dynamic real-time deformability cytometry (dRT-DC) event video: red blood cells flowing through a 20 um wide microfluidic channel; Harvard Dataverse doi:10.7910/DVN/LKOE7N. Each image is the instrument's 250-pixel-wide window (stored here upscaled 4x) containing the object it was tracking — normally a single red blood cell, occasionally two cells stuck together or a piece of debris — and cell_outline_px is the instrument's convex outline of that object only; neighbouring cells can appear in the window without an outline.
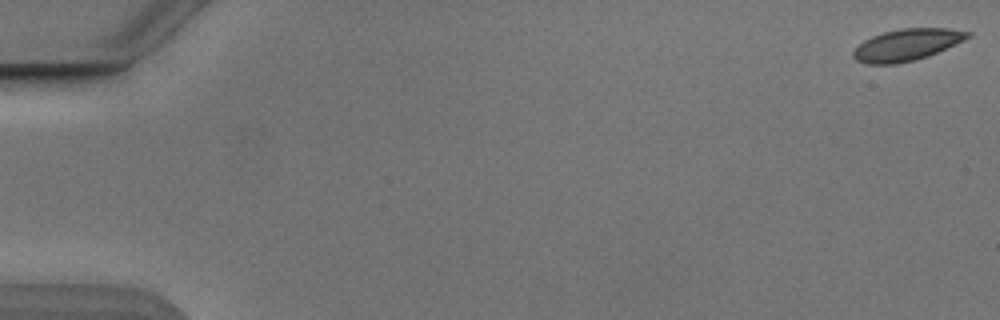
{"species": "Egyptian fruit bat (a non-hibernating species)", "species_latin": "Rousettus aegyptiacus", "temperature_condition": "cold", "stored_images_in_passage": 7, "camera_frame_rate_fps": 3000, "um_per_image_px": 0.085, "animal": {"sex": "male"}, "frame": {"image": 1, "passage_image": 1, "time_ms": 0.0, "image_size_px": [1000, 320], "cell_outline_px": [[972, 36], [928, 56], [916, 60], [896, 64], [868, 64], [856, 60], [852, 56], [852, 52], [864, 40], [872, 36], [884, 32], [900, 28], [948, 28], [972, 32]], "centroid_in_image_um": [77.08, 3.81], "position_along_channel_um": 7.9, "area_um2": 21.1}}